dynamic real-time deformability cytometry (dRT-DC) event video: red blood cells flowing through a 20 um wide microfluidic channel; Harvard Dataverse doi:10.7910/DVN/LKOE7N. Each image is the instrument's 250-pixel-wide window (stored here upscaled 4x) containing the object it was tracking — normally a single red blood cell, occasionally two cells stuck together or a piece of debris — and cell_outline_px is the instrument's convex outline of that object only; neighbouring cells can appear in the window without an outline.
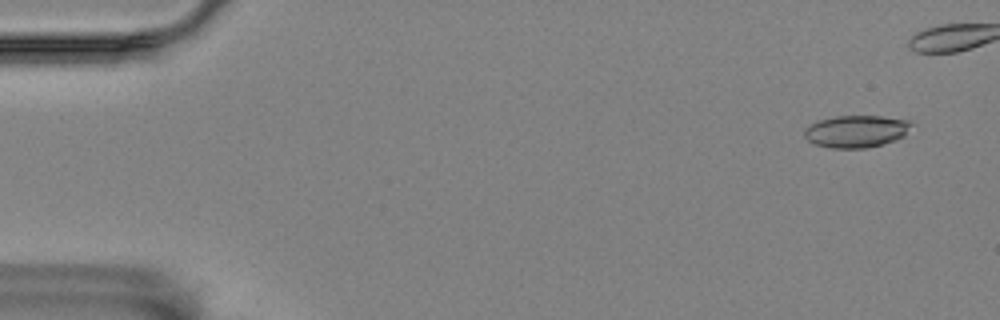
{"species": "Egyptian fruit bat (a non-hibernating species)", "species_latin": "Rousettus aegyptiacus", "temperature_condition": "room temperature", "stored_images_in_passage": 7, "camera_frame_rate_fps": 3000, "um_per_image_px": 0.085, "animal": {"sex": "female"}, "frame": {"image": 1, "passage_image": 1, "time_ms": 0.0, "image_size_px": [1000, 320], "cell_outline_px": [[912, 124], [904, 136], [896, 140], [884, 144], [868, 148], [832, 148], [816, 144], [808, 140], [804, 136], [804, 132], [816, 120], [836, 116], [880, 116], [912, 120]], "centroid_in_image_um": [72.82, 11.16], "position_along_channel_um": 12.2, "area_um2": 20.11}}
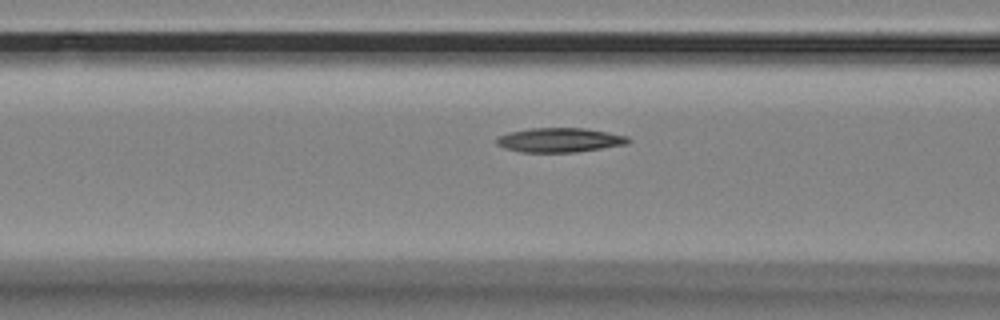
{"frame": {"image": 2, "passage_image": 7, "time_ms": 2.0, "image_size_px": [1000, 320], "cell_outline_px": [[632, 140], [628, 144], [572, 152], [520, 152], [504, 148], [496, 144], [496, 136], [508, 132], [528, 128], [584, 128], [608, 132], [628, 136]], "centroid_in_image_um": [47.53, 11.89], "position_along_channel_um": 119.1, "area_um2": 18.79}}